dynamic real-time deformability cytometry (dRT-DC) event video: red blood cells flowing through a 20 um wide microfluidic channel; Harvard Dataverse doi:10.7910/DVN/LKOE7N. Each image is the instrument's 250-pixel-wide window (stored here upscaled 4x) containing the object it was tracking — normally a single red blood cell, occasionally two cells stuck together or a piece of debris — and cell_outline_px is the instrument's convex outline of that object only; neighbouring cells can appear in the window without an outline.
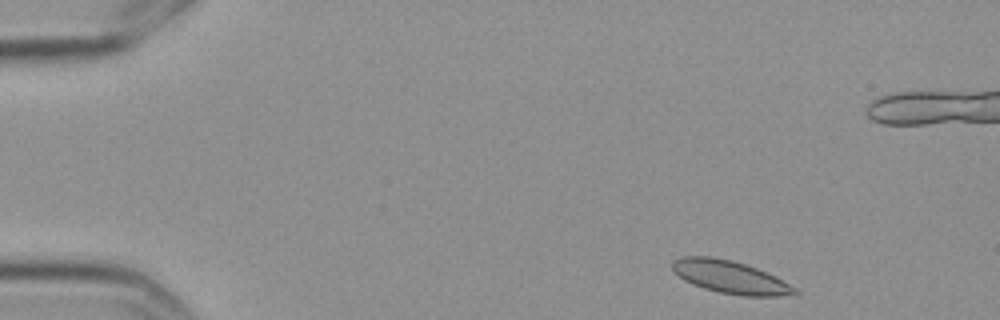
{"species": "Egyptian fruit bat (a non-hibernating species)", "species_latin": "Rousettus aegyptiacus", "temperature_condition": "cold", "stored_images_in_passage": 2, "camera_frame_rate_fps": 3000, "um_per_image_px": 0.085, "frame": {"image": 1, "passage_image": 1, "time_ms": 0.0, "image_size_px": [1000, 320], "cell_outline_px": [[800, 292], [796, 296], [740, 296], [720, 292], [704, 288], [692, 284], [684, 280], [672, 268], [672, 260], [684, 256], [712, 256], [732, 260], [756, 268], [776, 276], [796, 288]], "centroid_in_image_um": [62.11, 23.56], "position_along_channel_um": 22.9, "area_um2": 23.47}}